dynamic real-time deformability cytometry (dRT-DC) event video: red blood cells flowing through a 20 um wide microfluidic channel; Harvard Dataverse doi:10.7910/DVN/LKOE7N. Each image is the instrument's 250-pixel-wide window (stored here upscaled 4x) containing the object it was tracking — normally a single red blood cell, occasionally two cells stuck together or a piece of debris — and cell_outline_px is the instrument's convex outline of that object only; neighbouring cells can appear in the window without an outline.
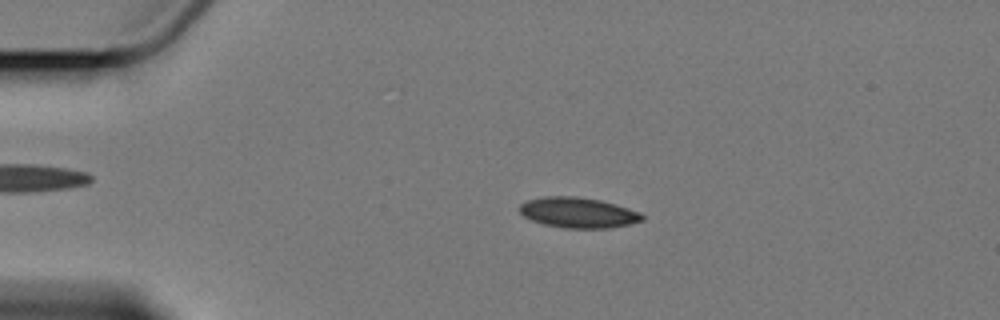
{"species": "Egyptian fruit bat (a non-hibernating species)", "species_latin": "Rousettus aegyptiacus", "temperature_condition": "cold", "stored_images_in_passage": 3, "camera_frame_rate_fps": 3000, "um_per_image_px": 0.085, "animal": {"sex": "female"}, "frame": {"image": 1, "passage_image": 2, "time_ms": 1.0, "image_size_px": [1000, 320], "cell_outline_px": [[644, 220], [628, 224], [608, 228], [568, 228], [544, 224], [532, 220], [524, 216], [520, 212], [520, 204], [524, 200], [544, 196], [576, 196], [600, 200], [616, 204], [640, 212], [644, 216]], "centroid_in_image_um": [49.13, 18.06], "position_along_channel_um": 35.9, "area_um2": 21.73}}